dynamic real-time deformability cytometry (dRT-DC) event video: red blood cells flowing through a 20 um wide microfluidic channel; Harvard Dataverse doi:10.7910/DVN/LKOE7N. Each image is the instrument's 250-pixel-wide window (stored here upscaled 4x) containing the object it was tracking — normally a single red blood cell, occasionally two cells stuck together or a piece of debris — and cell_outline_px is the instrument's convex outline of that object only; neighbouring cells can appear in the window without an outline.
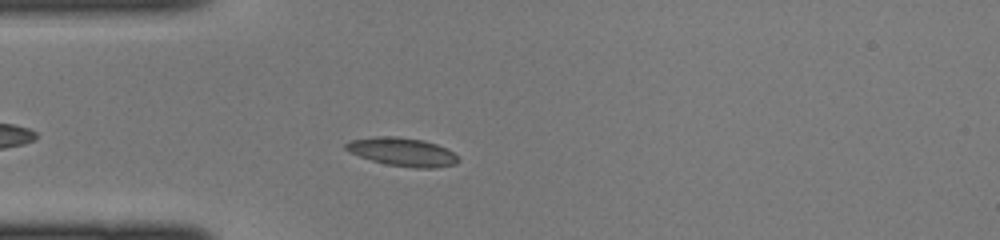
{"species": "common noctule bat (a hibernating species)", "species_latin": "Nyctalus noctula", "temperature_condition": "cold", "stored_images_in_passage": 36, "camera_frame_rate_fps": 3000, "um_per_image_px": 0.085, "animal": {"sex": "female", "body_mass_g": 22.0, "forearm_length_mm": 56.7}, "frame": {"image": 1, "passage_image": 6, "time_ms": 1.667, "image_size_px": [1000, 240], "cell_outline_px": [[460, 160], [456, 164], [436, 168], [412, 168], [388, 164], [372, 160], [348, 152], [344, 148], [344, 144], [352, 140], [376, 136], [396, 136], [424, 140], [436, 144], [452, 152]], "centroid_in_image_um": [34.19, 12.91], "position_along_channel_um": 50.8, "area_um2": 18.55}}
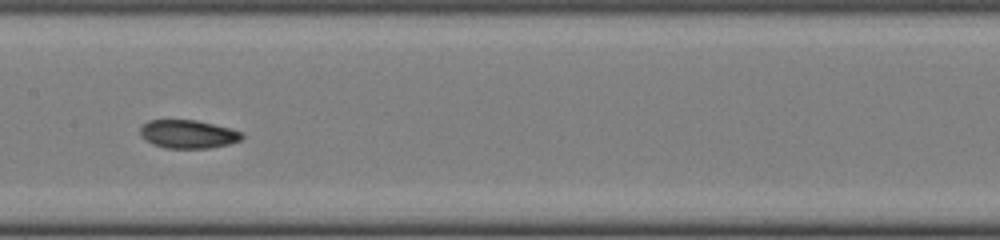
{"frame": {"image": 2, "passage_image": 16, "time_ms": 5.0, "image_size_px": [1000, 240], "cell_outline_px": [[244, 136], [240, 140], [228, 144], [208, 148], [164, 148], [152, 144], [144, 140], [140, 136], [140, 128], [148, 120], [196, 120], [232, 128], [244, 132]], "centroid_in_image_um": [15.99, 11.4], "position_along_channel_um": 191.4, "area_um2": 16.99}}
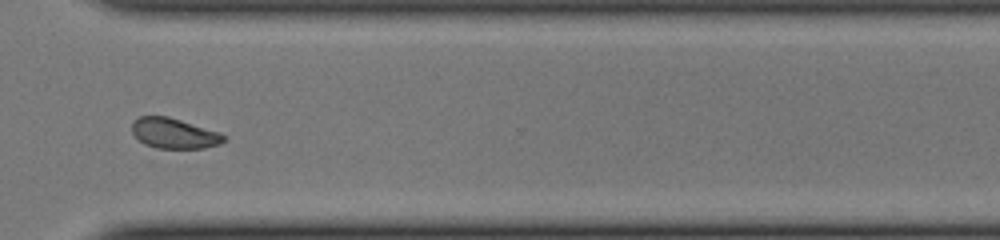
{"frame": {"image": 3, "passage_image": 27, "time_ms": 8.667, "image_size_px": [1000, 240], "cell_outline_px": [[228, 140], [220, 144], [204, 148], [156, 148], [144, 144], [132, 132], [132, 120], [140, 116], [168, 116], [220, 132]], "centroid_in_image_um": [14.81, 11.33], "position_along_channel_um": 355.8, "area_um2": 16.3}}